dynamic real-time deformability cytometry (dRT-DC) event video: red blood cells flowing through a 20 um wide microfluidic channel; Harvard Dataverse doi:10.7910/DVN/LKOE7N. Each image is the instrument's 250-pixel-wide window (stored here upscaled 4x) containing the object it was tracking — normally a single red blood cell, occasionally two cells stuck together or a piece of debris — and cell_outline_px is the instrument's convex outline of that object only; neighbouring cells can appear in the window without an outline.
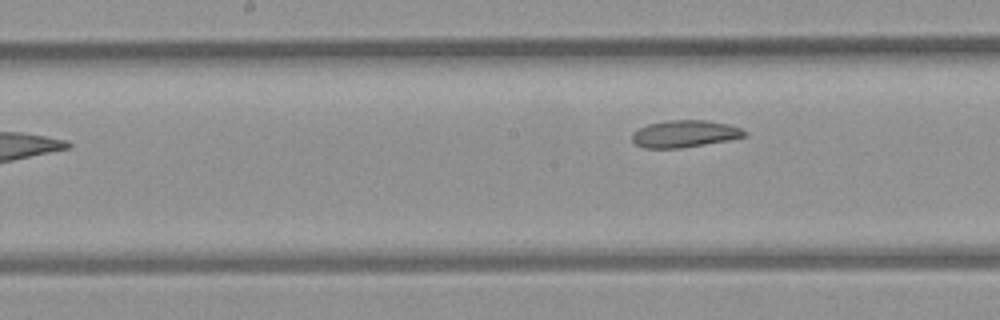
{"species": "common noctule bat (a hibernating species)", "species_latin": "Nyctalus noctula", "temperature_condition": "room temperature", "stored_images_in_passage": 6, "camera_frame_rate_fps": 3000, "um_per_image_px": 0.085, "animal": {"sex": "female", "body_mass_g": 21.9}, "frame": {"image": 1, "passage_image": 6, "time_ms": 6.0, "image_size_px": [1000, 320], "cell_outline_px": [[748, 136], [728, 140], [680, 148], [644, 148], [636, 144], [632, 140], [632, 132], [648, 124], [668, 120], [708, 120], [728, 124], [740, 128], [748, 132]], "centroid_in_image_um": [58.21, 11.37], "position_along_channel_um": 190.0, "area_um2": 17.74}}